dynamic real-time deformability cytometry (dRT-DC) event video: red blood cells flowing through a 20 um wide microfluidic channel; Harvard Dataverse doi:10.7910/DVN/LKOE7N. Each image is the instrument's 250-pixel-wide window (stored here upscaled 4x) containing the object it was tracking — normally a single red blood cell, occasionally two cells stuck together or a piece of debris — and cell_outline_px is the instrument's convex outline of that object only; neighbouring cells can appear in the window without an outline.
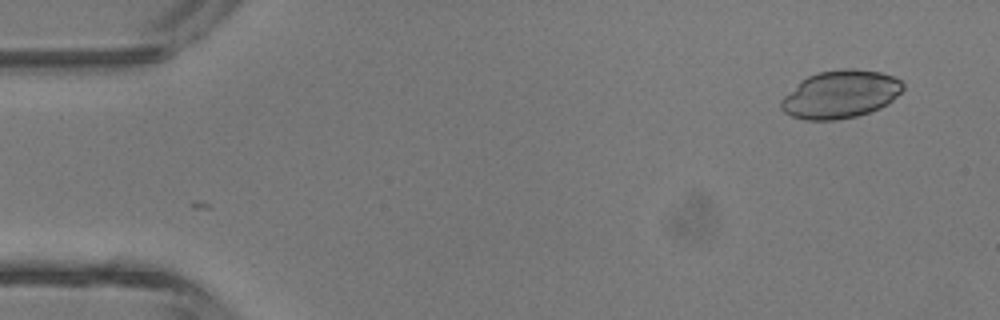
{"species": "common noctule bat (a hibernating species)", "species_latin": "Nyctalus noctula", "temperature_condition": "room temperature", "stored_images_in_passage": 2, "camera_frame_rate_fps": 3000, "um_per_image_px": 0.085, "animal": {"sex": "male", "body_mass_g": 13.3}, "frame": {"image": 1, "passage_image": 2, "time_ms": 1.333, "image_size_px": [1000, 320], "cell_outline_px": [[904, 88], [888, 104], [880, 108], [856, 116], [836, 120], [804, 120], [792, 116], [784, 112], [780, 108], [780, 100], [800, 80], [808, 76], [820, 72], [844, 68], [856, 68], [880, 72], [892, 76], [900, 80], [904, 84]], "centroid_in_image_um": [71.42, 8.01], "position_along_channel_um": 13.6, "area_um2": 34.04}}